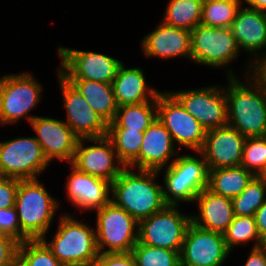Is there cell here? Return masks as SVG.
<instances>
[{"mask_svg": "<svg viewBox=\"0 0 266 266\" xmlns=\"http://www.w3.org/2000/svg\"><path fill=\"white\" fill-rule=\"evenodd\" d=\"M225 69L228 125L246 138L266 136V94L247 75L239 79Z\"/></svg>", "mask_w": 266, "mask_h": 266, "instance_id": "6da1fadb", "label": "cell"}, {"mask_svg": "<svg viewBox=\"0 0 266 266\" xmlns=\"http://www.w3.org/2000/svg\"><path fill=\"white\" fill-rule=\"evenodd\" d=\"M136 171V172H135ZM156 170L125 167L111 183V201L138 222L161 211L166 203Z\"/></svg>", "mask_w": 266, "mask_h": 266, "instance_id": "7a4b0ae2", "label": "cell"}, {"mask_svg": "<svg viewBox=\"0 0 266 266\" xmlns=\"http://www.w3.org/2000/svg\"><path fill=\"white\" fill-rule=\"evenodd\" d=\"M14 207L20 224V243L47 238L60 202L39 179L19 180Z\"/></svg>", "mask_w": 266, "mask_h": 266, "instance_id": "3957f363", "label": "cell"}, {"mask_svg": "<svg viewBox=\"0 0 266 266\" xmlns=\"http://www.w3.org/2000/svg\"><path fill=\"white\" fill-rule=\"evenodd\" d=\"M51 235L50 242L46 238L41 240L60 262L66 266L95 265L99 251L93 227L69 213H62L56 232Z\"/></svg>", "mask_w": 266, "mask_h": 266, "instance_id": "277c9868", "label": "cell"}, {"mask_svg": "<svg viewBox=\"0 0 266 266\" xmlns=\"http://www.w3.org/2000/svg\"><path fill=\"white\" fill-rule=\"evenodd\" d=\"M195 154L197 156L178 155L169 166L165 167L162 191L166 205L180 206L182 202L195 203L196 197L202 190L208 188V165L200 152Z\"/></svg>", "mask_w": 266, "mask_h": 266, "instance_id": "5b68a950", "label": "cell"}, {"mask_svg": "<svg viewBox=\"0 0 266 266\" xmlns=\"http://www.w3.org/2000/svg\"><path fill=\"white\" fill-rule=\"evenodd\" d=\"M43 87L30 72L10 73L0 78V126L13 125L22 119L30 122L37 116L31 111L42 99Z\"/></svg>", "mask_w": 266, "mask_h": 266, "instance_id": "8992f818", "label": "cell"}, {"mask_svg": "<svg viewBox=\"0 0 266 266\" xmlns=\"http://www.w3.org/2000/svg\"><path fill=\"white\" fill-rule=\"evenodd\" d=\"M240 45L230 27L198 24L191 31V62L217 68L229 67L240 56Z\"/></svg>", "mask_w": 266, "mask_h": 266, "instance_id": "52a82bcc", "label": "cell"}, {"mask_svg": "<svg viewBox=\"0 0 266 266\" xmlns=\"http://www.w3.org/2000/svg\"><path fill=\"white\" fill-rule=\"evenodd\" d=\"M99 253L131 252L138 242L139 222L112 201L96 210Z\"/></svg>", "mask_w": 266, "mask_h": 266, "instance_id": "ba28073f", "label": "cell"}, {"mask_svg": "<svg viewBox=\"0 0 266 266\" xmlns=\"http://www.w3.org/2000/svg\"><path fill=\"white\" fill-rule=\"evenodd\" d=\"M50 162L35 137H16L0 142V176L20 180L39 179Z\"/></svg>", "mask_w": 266, "mask_h": 266, "instance_id": "9c48e42d", "label": "cell"}, {"mask_svg": "<svg viewBox=\"0 0 266 266\" xmlns=\"http://www.w3.org/2000/svg\"><path fill=\"white\" fill-rule=\"evenodd\" d=\"M178 207L166 205L161 211L140 220L138 242L180 253L192 221L191 215L180 212Z\"/></svg>", "mask_w": 266, "mask_h": 266, "instance_id": "30bf717a", "label": "cell"}, {"mask_svg": "<svg viewBox=\"0 0 266 266\" xmlns=\"http://www.w3.org/2000/svg\"><path fill=\"white\" fill-rule=\"evenodd\" d=\"M59 73L65 79H85L112 84L122 60L107 54L82 51L58 45Z\"/></svg>", "mask_w": 266, "mask_h": 266, "instance_id": "8fae6325", "label": "cell"}, {"mask_svg": "<svg viewBox=\"0 0 266 266\" xmlns=\"http://www.w3.org/2000/svg\"><path fill=\"white\" fill-rule=\"evenodd\" d=\"M206 130L228 125L225 86L168 91Z\"/></svg>", "mask_w": 266, "mask_h": 266, "instance_id": "7c38bea8", "label": "cell"}, {"mask_svg": "<svg viewBox=\"0 0 266 266\" xmlns=\"http://www.w3.org/2000/svg\"><path fill=\"white\" fill-rule=\"evenodd\" d=\"M157 118L170 132L176 147L200 152L206 130L168 91L157 97Z\"/></svg>", "mask_w": 266, "mask_h": 266, "instance_id": "4fadbf2b", "label": "cell"}, {"mask_svg": "<svg viewBox=\"0 0 266 266\" xmlns=\"http://www.w3.org/2000/svg\"><path fill=\"white\" fill-rule=\"evenodd\" d=\"M86 142L92 145H87ZM70 164L78 171L105 179L111 183L125 168L118 160L113 143L107 136L79 139Z\"/></svg>", "mask_w": 266, "mask_h": 266, "instance_id": "5bb4252c", "label": "cell"}, {"mask_svg": "<svg viewBox=\"0 0 266 266\" xmlns=\"http://www.w3.org/2000/svg\"><path fill=\"white\" fill-rule=\"evenodd\" d=\"M222 233L202 229L192 222L180 251L181 266H223L230 255Z\"/></svg>", "mask_w": 266, "mask_h": 266, "instance_id": "9a60e30c", "label": "cell"}, {"mask_svg": "<svg viewBox=\"0 0 266 266\" xmlns=\"http://www.w3.org/2000/svg\"><path fill=\"white\" fill-rule=\"evenodd\" d=\"M57 81L66 111L63 120L79 138H99L107 136L108 124L91 108L80 92L60 73Z\"/></svg>", "mask_w": 266, "mask_h": 266, "instance_id": "2e32d148", "label": "cell"}, {"mask_svg": "<svg viewBox=\"0 0 266 266\" xmlns=\"http://www.w3.org/2000/svg\"><path fill=\"white\" fill-rule=\"evenodd\" d=\"M29 125L50 163L54 159L63 163L68 162L67 164L72 162L79 138L63 120L40 115L36 116Z\"/></svg>", "mask_w": 266, "mask_h": 266, "instance_id": "e0dca14e", "label": "cell"}, {"mask_svg": "<svg viewBox=\"0 0 266 266\" xmlns=\"http://www.w3.org/2000/svg\"><path fill=\"white\" fill-rule=\"evenodd\" d=\"M175 146L170 132L156 118L144 131L140 153L128 167L161 173L162 169L169 166L180 154L181 151Z\"/></svg>", "mask_w": 266, "mask_h": 266, "instance_id": "ac0fdd59", "label": "cell"}, {"mask_svg": "<svg viewBox=\"0 0 266 266\" xmlns=\"http://www.w3.org/2000/svg\"><path fill=\"white\" fill-rule=\"evenodd\" d=\"M245 140L246 137L229 125L206 131L200 153L209 170L241 165Z\"/></svg>", "mask_w": 266, "mask_h": 266, "instance_id": "d6986e66", "label": "cell"}, {"mask_svg": "<svg viewBox=\"0 0 266 266\" xmlns=\"http://www.w3.org/2000/svg\"><path fill=\"white\" fill-rule=\"evenodd\" d=\"M70 165V175L66 181V197L76 209L96 211L111 201V182L78 171Z\"/></svg>", "mask_w": 266, "mask_h": 266, "instance_id": "ffe728a7", "label": "cell"}, {"mask_svg": "<svg viewBox=\"0 0 266 266\" xmlns=\"http://www.w3.org/2000/svg\"><path fill=\"white\" fill-rule=\"evenodd\" d=\"M140 43L146 58L168 60L177 57L191 61V32L186 29L171 27L160 21Z\"/></svg>", "mask_w": 266, "mask_h": 266, "instance_id": "44dd1931", "label": "cell"}, {"mask_svg": "<svg viewBox=\"0 0 266 266\" xmlns=\"http://www.w3.org/2000/svg\"><path fill=\"white\" fill-rule=\"evenodd\" d=\"M230 29L233 37L238 40L241 51L244 50L250 55L249 62L244 67L246 69L243 76H246L252 58L266 53V12L252 9L247 5L244 7L243 4Z\"/></svg>", "mask_w": 266, "mask_h": 266, "instance_id": "7402d4cb", "label": "cell"}, {"mask_svg": "<svg viewBox=\"0 0 266 266\" xmlns=\"http://www.w3.org/2000/svg\"><path fill=\"white\" fill-rule=\"evenodd\" d=\"M195 202L199 212L191 215V221L202 229L223 234L235 217L232 199L217 195L208 188L202 190Z\"/></svg>", "mask_w": 266, "mask_h": 266, "instance_id": "603a6c76", "label": "cell"}, {"mask_svg": "<svg viewBox=\"0 0 266 266\" xmlns=\"http://www.w3.org/2000/svg\"><path fill=\"white\" fill-rule=\"evenodd\" d=\"M117 106L153 101L162 91L146 83L145 72L141 67L125 68L122 63L112 81Z\"/></svg>", "mask_w": 266, "mask_h": 266, "instance_id": "cb8c5ba5", "label": "cell"}, {"mask_svg": "<svg viewBox=\"0 0 266 266\" xmlns=\"http://www.w3.org/2000/svg\"><path fill=\"white\" fill-rule=\"evenodd\" d=\"M67 80L107 124L114 120L118 106L115 101L112 84L85 79Z\"/></svg>", "mask_w": 266, "mask_h": 266, "instance_id": "d4e9b609", "label": "cell"}, {"mask_svg": "<svg viewBox=\"0 0 266 266\" xmlns=\"http://www.w3.org/2000/svg\"><path fill=\"white\" fill-rule=\"evenodd\" d=\"M256 175L241 165L209 170L208 189L233 199L239 196Z\"/></svg>", "mask_w": 266, "mask_h": 266, "instance_id": "484cf974", "label": "cell"}, {"mask_svg": "<svg viewBox=\"0 0 266 266\" xmlns=\"http://www.w3.org/2000/svg\"><path fill=\"white\" fill-rule=\"evenodd\" d=\"M157 118V98L153 101L119 106L107 129L145 131Z\"/></svg>", "mask_w": 266, "mask_h": 266, "instance_id": "4316f807", "label": "cell"}, {"mask_svg": "<svg viewBox=\"0 0 266 266\" xmlns=\"http://www.w3.org/2000/svg\"><path fill=\"white\" fill-rule=\"evenodd\" d=\"M202 5L201 0H169L161 21L191 32L201 22Z\"/></svg>", "mask_w": 266, "mask_h": 266, "instance_id": "83f0119b", "label": "cell"}, {"mask_svg": "<svg viewBox=\"0 0 266 266\" xmlns=\"http://www.w3.org/2000/svg\"><path fill=\"white\" fill-rule=\"evenodd\" d=\"M266 200V176H255L239 196L232 199L235 216H254Z\"/></svg>", "mask_w": 266, "mask_h": 266, "instance_id": "f1b7e54d", "label": "cell"}, {"mask_svg": "<svg viewBox=\"0 0 266 266\" xmlns=\"http://www.w3.org/2000/svg\"><path fill=\"white\" fill-rule=\"evenodd\" d=\"M144 131L107 129V137L113 143L118 160L128 167L139 155Z\"/></svg>", "mask_w": 266, "mask_h": 266, "instance_id": "f546056e", "label": "cell"}, {"mask_svg": "<svg viewBox=\"0 0 266 266\" xmlns=\"http://www.w3.org/2000/svg\"><path fill=\"white\" fill-rule=\"evenodd\" d=\"M243 0H211L202 5L200 24L209 27H230L243 6Z\"/></svg>", "mask_w": 266, "mask_h": 266, "instance_id": "4dcf8cb0", "label": "cell"}, {"mask_svg": "<svg viewBox=\"0 0 266 266\" xmlns=\"http://www.w3.org/2000/svg\"><path fill=\"white\" fill-rule=\"evenodd\" d=\"M223 236L226 247L230 252L236 246L247 245L252 240V243H255H253L252 248L259 247L262 244L254 216H235Z\"/></svg>", "mask_w": 266, "mask_h": 266, "instance_id": "1f68e13d", "label": "cell"}, {"mask_svg": "<svg viewBox=\"0 0 266 266\" xmlns=\"http://www.w3.org/2000/svg\"><path fill=\"white\" fill-rule=\"evenodd\" d=\"M17 266H66L41 240H26L19 244Z\"/></svg>", "mask_w": 266, "mask_h": 266, "instance_id": "d6a6232c", "label": "cell"}, {"mask_svg": "<svg viewBox=\"0 0 266 266\" xmlns=\"http://www.w3.org/2000/svg\"><path fill=\"white\" fill-rule=\"evenodd\" d=\"M131 253L136 266H181L178 251L137 242Z\"/></svg>", "mask_w": 266, "mask_h": 266, "instance_id": "836d02e7", "label": "cell"}, {"mask_svg": "<svg viewBox=\"0 0 266 266\" xmlns=\"http://www.w3.org/2000/svg\"><path fill=\"white\" fill-rule=\"evenodd\" d=\"M241 166L256 176H266V136L246 138Z\"/></svg>", "mask_w": 266, "mask_h": 266, "instance_id": "e575fe53", "label": "cell"}, {"mask_svg": "<svg viewBox=\"0 0 266 266\" xmlns=\"http://www.w3.org/2000/svg\"><path fill=\"white\" fill-rule=\"evenodd\" d=\"M19 244L13 237L0 233V266H17Z\"/></svg>", "mask_w": 266, "mask_h": 266, "instance_id": "d590c367", "label": "cell"}, {"mask_svg": "<svg viewBox=\"0 0 266 266\" xmlns=\"http://www.w3.org/2000/svg\"><path fill=\"white\" fill-rule=\"evenodd\" d=\"M0 233L20 242V224L15 207L0 209Z\"/></svg>", "mask_w": 266, "mask_h": 266, "instance_id": "8d00e7d4", "label": "cell"}, {"mask_svg": "<svg viewBox=\"0 0 266 266\" xmlns=\"http://www.w3.org/2000/svg\"><path fill=\"white\" fill-rule=\"evenodd\" d=\"M19 180L0 176V209L14 207Z\"/></svg>", "mask_w": 266, "mask_h": 266, "instance_id": "74e56055", "label": "cell"}, {"mask_svg": "<svg viewBox=\"0 0 266 266\" xmlns=\"http://www.w3.org/2000/svg\"><path fill=\"white\" fill-rule=\"evenodd\" d=\"M247 76L266 94V53L251 60Z\"/></svg>", "mask_w": 266, "mask_h": 266, "instance_id": "f35d334b", "label": "cell"}, {"mask_svg": "<svg viewBox=\"0 0 266 266\" xmlns=\"http://www.w3.org/2000/svg\"><path fill=\"white\" fill-rule=\"evenodd\" d=\"M94 266H136L131 252L99 253Z\"/></svg>", "mask_w": 266, "mask_h": 266, "instance_id": "ab89813d", "label": "cell"}, {"mask_svg": "<svg viewBox=\"0 0 266 266\" xmlns=\"http://www.w3.org/2000/svg\"><path fill=\"white\" fill-rule=\"evenodd\" d=\"M254 217L260 239L263 243L266 241V200L264 204L255 212Z\"/></svg>", "mask_w": 266, "mask_h": 266, "instance_id": "60d3db41", "label": "cell"}, {"mask_svg": "<svg viewBox=\"0 0 266 266\" xmlns=\"http://www.w3.org/2000/svg\"><path fill=\"white\" fill-rule=\"evenodd\" d=\"M244 266H266V258L263 249L259 246L251 248Z\"/></svg>", "mask_w": 266, "mask_h": 266, "instance_id": "b9f144b4", "label": "cell"}, {"mask_svg": "<svg viewBox=\"0 0 266 266\" xmlns=\"http://www.w3.org/2000/svg\"><path fill=\"white\" fill-rule=\"evenodd\" d=\"M248 7L266 12V0H243Z\"/></svg>", "mask_w": 266, "mask_h": 266, "instance_id": "7bdbcfd3", "label": "cell"}, {"mask_svg": "<svg viewBox=\"0 0 266 266\" xmlns=\"http://www.w3.org/2000/svg\"><path fill=\"white\" fill-rule=\"evenodd\" d=\"M260 247L263 249V251H264V255H265V258H266V241L263 242V243L260 245Z\"/></svg>", "mask_w": 266, "mask_h": 266, "instance_id": "ee69618b", "label": "cell"}, {"mask_svg": "<svg viewBox=\"0 0 266 266\" xmlns=\"http://www.w3.org/2000/svg\"><path fill=\"white\" fill-rule=\"evenodd\" d=\"M201 1L204 3V2H207V1H211V0H201Z\"/></svg>", "mask_w": 266, "mask_h": 266, "instance_id": "f6af8a7d", "label": "cell"}]
</instances>
